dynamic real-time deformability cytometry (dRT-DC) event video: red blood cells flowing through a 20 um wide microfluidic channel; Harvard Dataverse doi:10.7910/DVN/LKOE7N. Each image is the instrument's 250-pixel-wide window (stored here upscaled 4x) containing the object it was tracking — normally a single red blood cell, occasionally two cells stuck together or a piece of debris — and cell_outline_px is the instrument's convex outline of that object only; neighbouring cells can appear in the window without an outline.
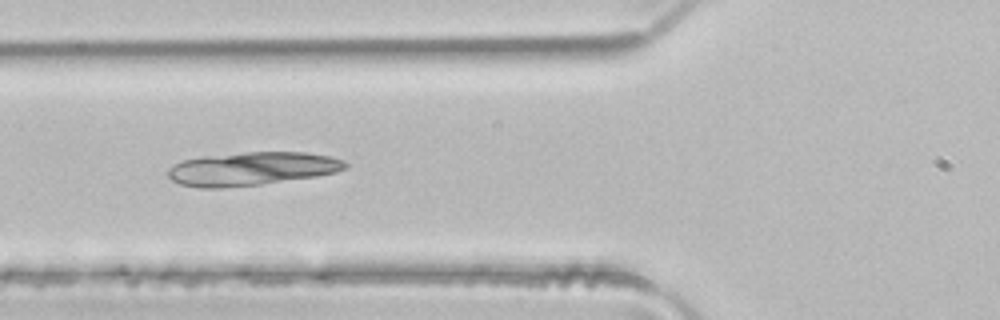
{"species": "common noctule bat (a hibernating species)", "species_latin": "Nyctalus noctula", "temperature_condition": "room temperature", "stored_images_in_passage": 49, "camera_frame_rate_fps": 3000, "um_per_image_px": 0.085, "animal": {"sex": "male", "body_mass_g": 21.5, "forearm_length_mm": 52.0}, "frame": {"image": 1, "passage_image": 18, "time_ms": 5.667, "image_size_px": [1000, 320], "cell_outline_px": [[348, 168], [336, 172], [316, 176], [260, 184], [220, 188], [200, 188], [180, 184], [172, 180], [168, 176], [168, 168], [172, 164], [184, 160], [204, 156], [248, 152], [304, 152], [328, 156], [344, 160], [348, 164]], "centroid_in_image_um": [21.4, 14.34], "position_along_channel_um": 104.4, "area_um2": 34.39}}
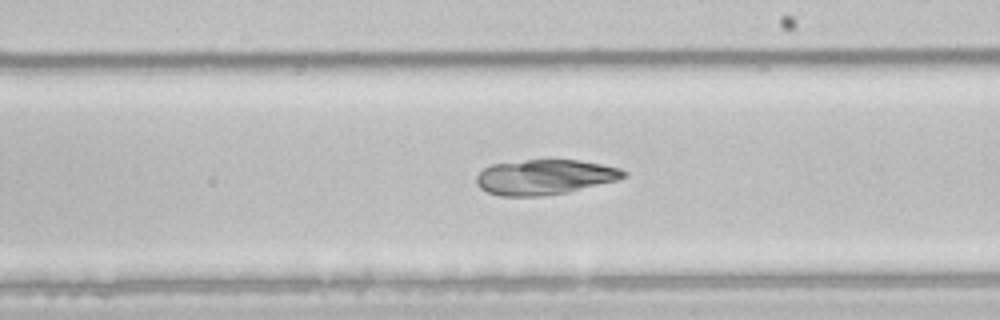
{"frame": {"image": 2, "passage_image": 28, "time_ms": 9.0, "image_size_px": [1000, 320], "cell_outline_px": [[628, 176], [616, 180], [568, 192], [540, 196], [500, 196], [488, 192], [480, 188], [476, 184], [476, 176], [484, 168], [492, 164], [524, 160], [580, 160], [620, 168], [628, 172]], "centroid_in_image_um": [46.29, 15.05], "position_along_channel_um": 242.7, "area_um2": 30.06}}
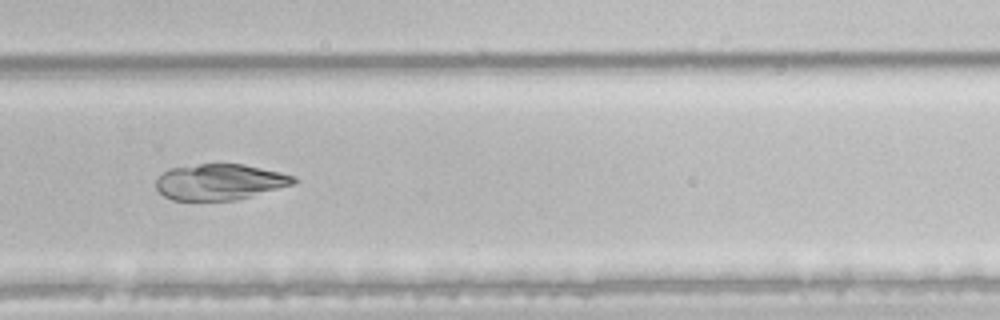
{"frame": {"image": 3, "passage_image": 33, "time_ms": 10.667, "image_size_px": [1000, 320], "cell_outline_px": [[296, 180], [292, 184], [236, 200], [172, 200], [164, 196], [156, 188], [156, 180], [164, 172], [172, 168], [200, 164], [244, 164], [280, 172], [296, 176]], "centroid_in_image_um": [18.66, 15.46], "position_along_channel_um": 311.1, "area_um2": 28.44}}